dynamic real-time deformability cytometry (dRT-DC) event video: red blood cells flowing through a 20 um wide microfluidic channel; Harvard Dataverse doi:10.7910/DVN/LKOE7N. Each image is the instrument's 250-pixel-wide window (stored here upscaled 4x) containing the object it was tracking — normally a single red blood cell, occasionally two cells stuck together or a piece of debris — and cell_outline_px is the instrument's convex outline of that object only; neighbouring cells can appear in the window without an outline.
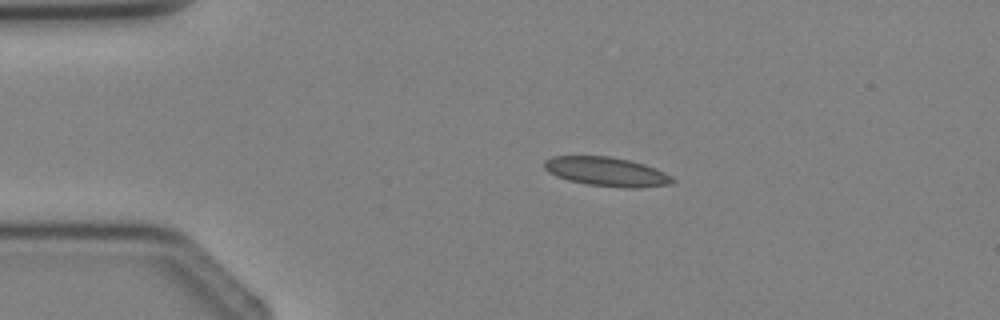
{"species": "Egyptian fruit bat (a non-hibernating species)", "species_latin": "Rousettus aegyptiacus", "temperature_condition": "cold", "stored_images_in_passage": 4, "camera_frame_rate_fps": 3000, "um_per_image_px": 0.085, "animal": {"sex": "female"}, "frame": {"image": 1, "passage_image": 2, "time_ms": 2.0, "image_size_px": [1000, 320], "cell_outline_px": [[676, 180], [668, 184], [636, 188], [624, 188], [588, 184], [568, 180], [556, 176], [548, 172], [544, 168], [544, 160], [552, 156], [608, 156], [628, 160], [644, 164], [656, 168], [672, 176]], "centroid_in_image_um": [51.54, 14.59], "position_along_channel_um": 33.5, "area_um2": 21.68}}